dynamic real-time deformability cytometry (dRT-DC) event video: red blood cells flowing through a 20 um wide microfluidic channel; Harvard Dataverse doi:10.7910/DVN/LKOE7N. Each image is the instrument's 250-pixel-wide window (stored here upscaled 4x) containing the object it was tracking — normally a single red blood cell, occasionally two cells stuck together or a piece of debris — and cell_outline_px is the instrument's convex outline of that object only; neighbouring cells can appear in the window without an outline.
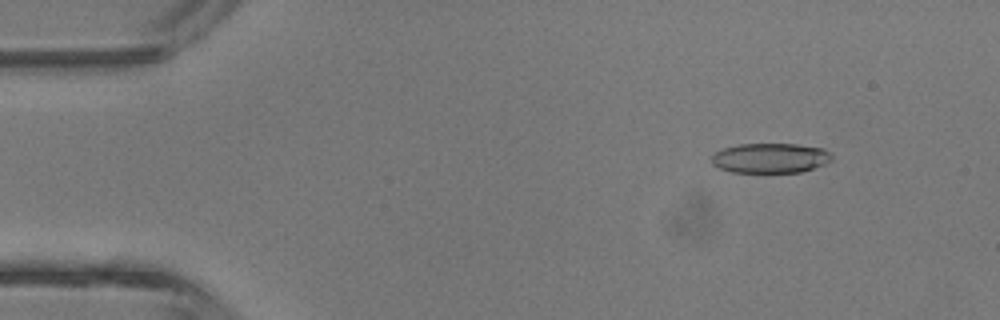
{"species": "common noctule bat (a hibernating species)", "species_latin": "Nyctalus noctula", "temperature_condition": "room temperature", "stored_images_in_passage": 5, "camera_frame_rate_fps": 3000, "um_per_image_px": 0.085, "animal": {"sex": "male", "body_mass_g": 13.3}, "frame": {"image": 1, "passage_image": 2, "time_ms": 1.333, "image_size_px": [1000, 320], "cell_outline_px": [[832, 160], [824, 164], [800, 172], [732, 172], [720, 168], [712, 164], [712, 156], [716, 152], [724, 148], [740, 144], [796, 144], [824, 148], [832, 156]], "centroid_in_image_um": [65.48, 13.43], "position_along_channel_um": 19.5, "area_um2": 20.75}}
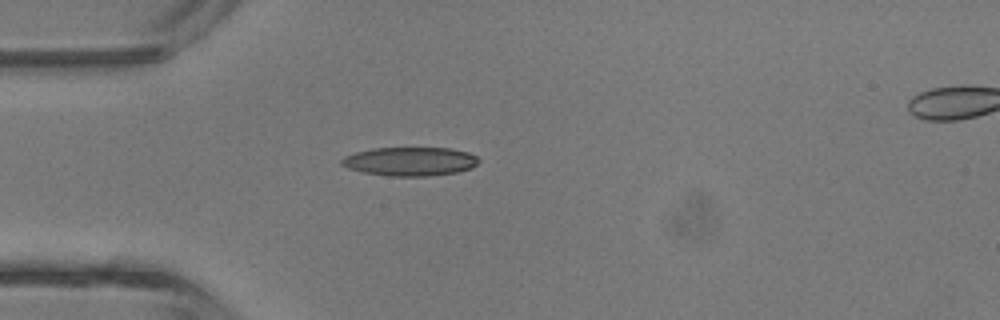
{"frame": {"image": 2, "passage_image": 4, "time_ms": 3.667, "image_size_px": [1000, 320], "cell_outline_px": [[480, 160], [472, 168], [456, 172], [428, 176], [392, 176], [364, 172], [348, 168], [340, 164], [340, 160], [344, 156], [356, 152], [372, 148], [448, 148], [468, 152], [476, 156]], "centroid_in_image_um": [34.84, 13.72], "position_along_channel_um": 50.2, "area_um2": 22.89}}